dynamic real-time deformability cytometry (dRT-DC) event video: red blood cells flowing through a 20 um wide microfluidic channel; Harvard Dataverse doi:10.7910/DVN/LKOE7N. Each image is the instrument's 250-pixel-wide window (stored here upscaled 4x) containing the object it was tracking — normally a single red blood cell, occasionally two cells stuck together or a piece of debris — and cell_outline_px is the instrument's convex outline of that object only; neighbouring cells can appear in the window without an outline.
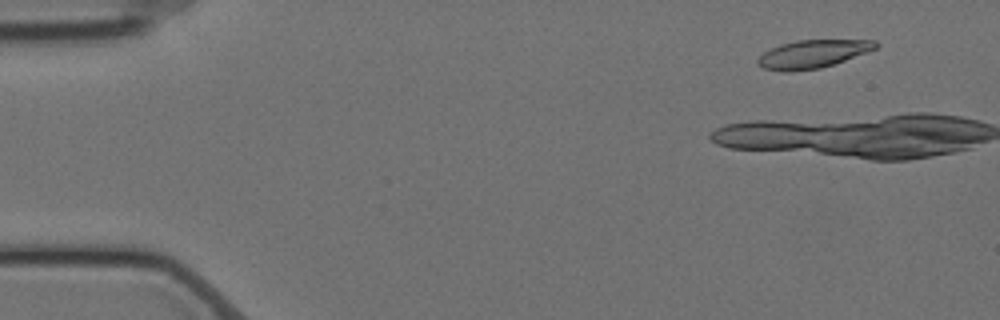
{"species": "Egyptian fruit bat (a non-hibernating species)", "species_latin": "Rousettus aegyptiacus", "temperature_condition": "cold", "stored_images_in_passage": 7, "camera_frame_rate_fps": 3000, "um_per_image_px": 0.085, "animal": {"sex": "female"}, "frame": {"image": 1, "passage_image": 5, "time_ms": 1.333, "image_size_px": [1000, 320], "cell_outline_px": [[880, 44], [876, 48], [844, 60], [820, 68], [792, 72], [780, 72], [764, 68], [756, 64], [756, 60], [764, 52], [780, 44], [796, 40], [876, 40]], "centroid_in_image_um": [69.03, 4.59], "position_along_channel_um": 16.0, "area_um2": 19.25}}